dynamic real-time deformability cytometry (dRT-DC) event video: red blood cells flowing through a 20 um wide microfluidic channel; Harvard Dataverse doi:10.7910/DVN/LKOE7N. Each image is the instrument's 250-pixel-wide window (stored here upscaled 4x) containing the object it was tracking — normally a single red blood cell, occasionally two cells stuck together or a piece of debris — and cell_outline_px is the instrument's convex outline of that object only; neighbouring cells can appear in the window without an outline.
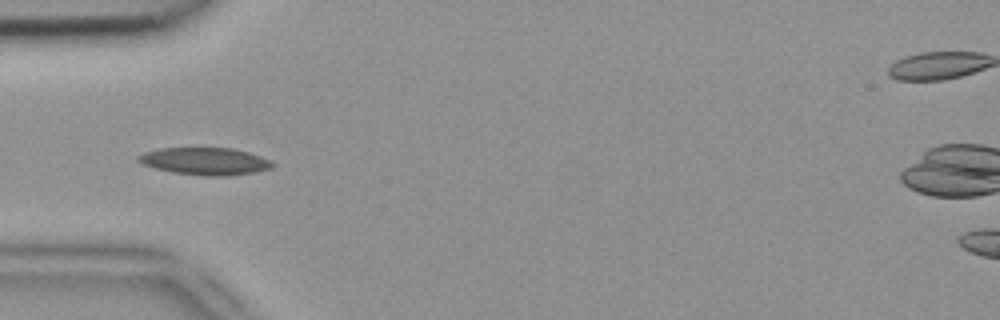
{"species": "common noctule bat (a hibernating species)", "species_latin": "Nyctalus noctula", "temperature_condition": "room temperature", "stored_images_in_passage": 7, "camera_frame_rate_fps": 3000, "um_per_image_px": 0.085, "animal": {"sex": "female", "body_mass_g": 18.4}, "frame": {"image": 1, "passage_image": 4, "time_ms": 1.0, "image_size_px": [1000, 320], "cell_outline_px": [[276, 164], [272, 168], [256, 172], [228, 176], [200, 176], [172, 172], [156, 168], [144, 164], [136, 160], [136, 156], [144, 152], [160, 148], [232, 148], [248, 152], [272, 160]], "centroid_in_image_um": [17.46, 13.71], "position_along_channel_um": 67.5, "area_um2": 21.56}}
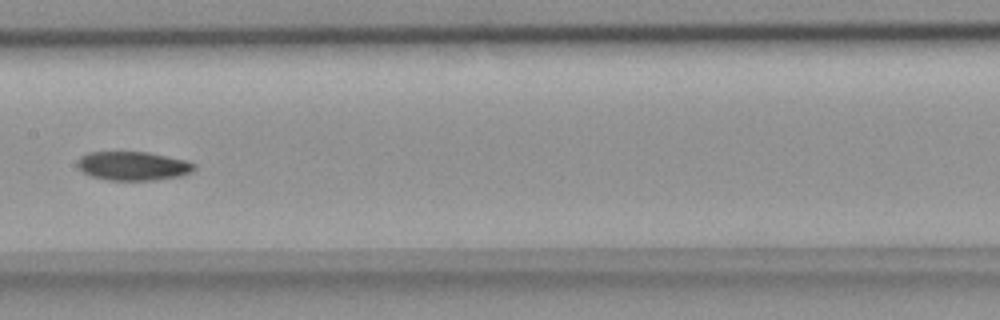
{"frame": {"image": 2, "passage_image": 7, "time_ms": 2.0, "image_size_px": [1000, 320], "cell_outline_px": [[196, 168], [192, 172], [180, 176], [152, 180], [108, 180], [92, 176], [84, 172], [76, 164], [80, 156], [88, 152], [148, 152], [184, 160], [196, 164]], "centroid_in_image_um": [11.31, 14.1], "position_along_channel_um": 196.1, "area_um2": 19.54}}